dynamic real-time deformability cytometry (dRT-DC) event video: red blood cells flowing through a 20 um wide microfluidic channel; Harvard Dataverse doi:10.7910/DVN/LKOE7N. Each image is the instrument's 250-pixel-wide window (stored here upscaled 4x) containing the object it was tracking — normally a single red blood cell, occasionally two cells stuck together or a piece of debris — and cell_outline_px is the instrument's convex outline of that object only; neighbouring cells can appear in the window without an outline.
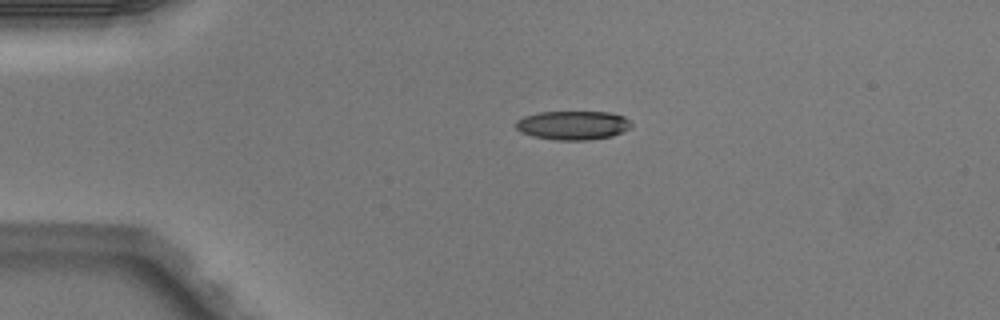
{"species": "Egyptian fruit bat (a non-hibernating species)", "species_latin": "Rousettus aegyptiacus", "temperature_condition": "warm", "stored_images_in_passage": 40, "camera_frame_rate_fps": 3000, "um_per_image_px": 0.085, "animal": {"sex": "male"}, "frame": {"image": 1, "passage_image": 1, "time_ms": 0.0, "image_size_px": [1000, 320], "cell_outline_px": [[632, 124], [628, 128], [612, 136], [588, 140], [556, 140], [532, 136], [520, 132], [516, 128], [516, 120], [524, 116], [540, 112], [612, 112], [624, 116]], "centroid_in_image_um": [48.67, 10.64], "position_along_channel_um": 36.3, "area_um2": 19.42}}
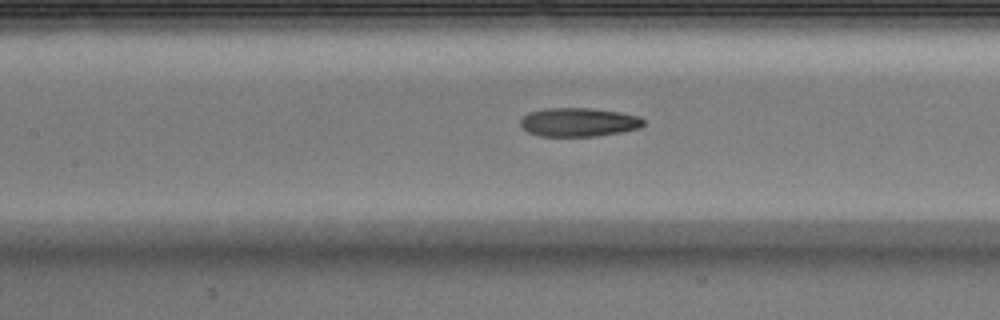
{"frame": {"image": 2, "passage_image": 13, "time_ms": 4.0, "image_size_px": [1000, 320], "cell_outline_px": [[644, 124], [640, 128], [620, 132], [596, 136], [540, 136], [528, 132], [520, 124], [520, 120], [528, 112], [544, 108], [588, 108], [620, 112], [640, 116], [644, 120]], "centroid_in_image_um": [49.19, 10.38], "position_along_channel_um": 158.2, "area_um2": 20.63}}
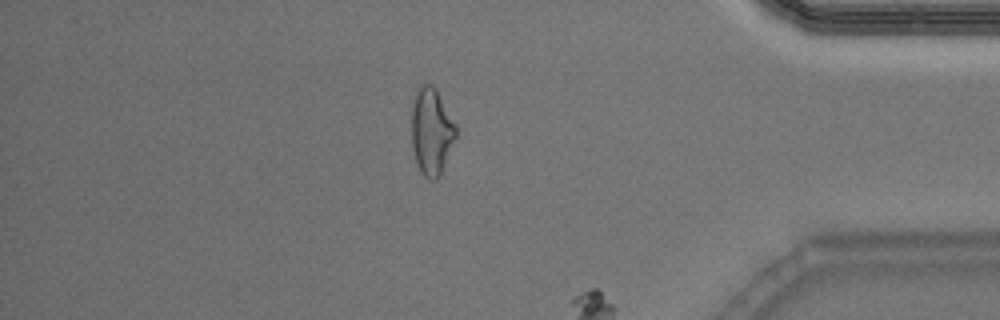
{"frame": {"image": 3, "passage_image": 33, "time_ms": 10.667, "image_size_px": [1000, 320], "cell_outline_px": [[456, 136], [440, 176], [436, 180], [428, 180], [420, 172], [416, 164], [412, 144], [412, 108], [416, 92], [424, 84], [432, 84], [436, 88], [456, 124]], "centroid_in_image_um": [36.68, 11.2], "position_along_channel_um": 398.5, "area_um2": 22.43}}